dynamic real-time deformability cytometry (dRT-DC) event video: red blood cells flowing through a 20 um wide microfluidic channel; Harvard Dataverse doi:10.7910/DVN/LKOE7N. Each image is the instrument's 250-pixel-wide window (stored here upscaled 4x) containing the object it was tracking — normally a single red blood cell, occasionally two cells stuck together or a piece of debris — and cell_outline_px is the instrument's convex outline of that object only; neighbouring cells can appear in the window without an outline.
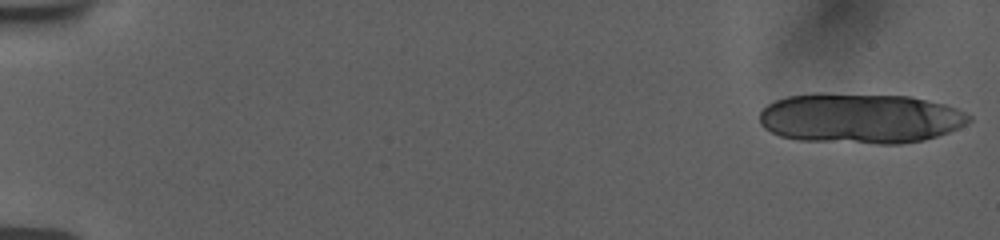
{"species": "human", "species_latin": "Homo sapiens", "temperature_condition": "room temperature", "stored_images_in_passage": 18, "camera_frame_rate_fps": 3000, "um_per_image_px": 0.085, "donor": {"sex": "female"}, "frame": {"image": 1, "passage_image": 1, "time_ms": 0.0, "image_size_px": [1000, 240], "cell_outline_px": [[972, 120], [948, 132], [924, 140], [900, 144], [876, 144], [800, 140], [780, 136], [764, 128], [760, 124], [760, 112], [768, 104], [776, 100], [788, 96], [816, 92], [824, 92], [908, 96], [928, 100], [944, 104], [956, 108], [972, 116]], "centroid_in_image_um": [73.1, 10.04], "position_along_channel_um": 11.9, "area_um2": 61.73}}